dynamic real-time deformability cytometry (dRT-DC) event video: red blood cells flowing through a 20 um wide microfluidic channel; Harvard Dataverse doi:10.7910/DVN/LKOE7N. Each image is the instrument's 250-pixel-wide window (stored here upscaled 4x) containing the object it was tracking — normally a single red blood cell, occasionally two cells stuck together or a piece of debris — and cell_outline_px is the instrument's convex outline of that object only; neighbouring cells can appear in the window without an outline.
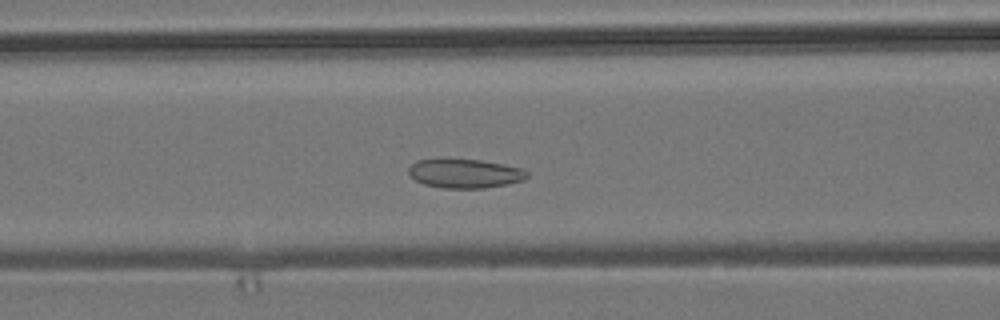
{"species": "common noctule bat (a hibernating species)", "species_latin": "Nyctalus noctula", "temperature_condition": "room temperature", "stored_images_in_passage": 54, "segment_of_instrument_passage": [1, 2], "camera_frame_rate_fps": 3000, "um_per_image_px": 0.085, "animal": {"sex": "male", "body_mass_g": 19.2, "forearm_length_mm": 51.8}, "frame": {"image": 1, "passage_image": 21, "time_ms": 6.667, "image_size_px": [1000, 320], "cell_outline_px": [[528, 176], [524, 180], [508, 184], [484, 188], [444, 188], [424, 184], [416, 180], [408, 172], [408, 168], [416, 160], [444, 156], [480, 160], [504, 164], [524, 168], [528, 172]], "centroid_in_image_um": [39.5, 14.7], "position_along_channel_um": 127.1, "area_um2": 20.81}}
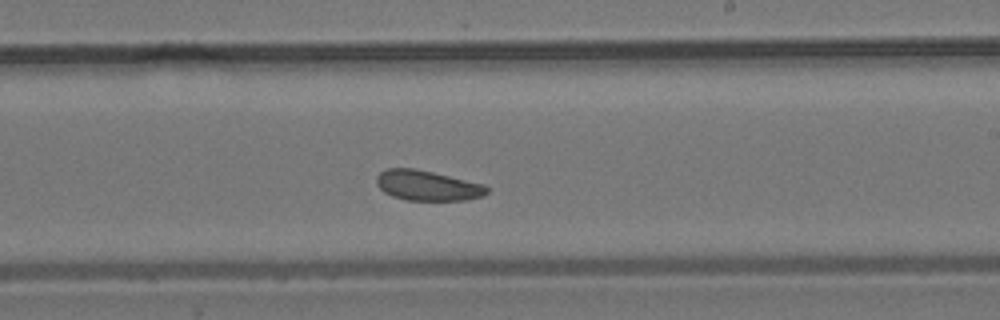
{"frame": {"image": 2, "passage_image": 31, "time_ms": 10.0, "image_size_px": [1000, 320], "cell_outline_px": [[488, 192], [484, 196], [464, 200], [404, 200], [392, 196], [384, 192], [376, 184], [376, 176], [380, 172], [388, 168], [416, 168], [484, 184], [488, 188]], "centroid_in_image_um": [36.32, 15.77], "position_along_channel_um": 252.7, "area_um2": 19.48}}
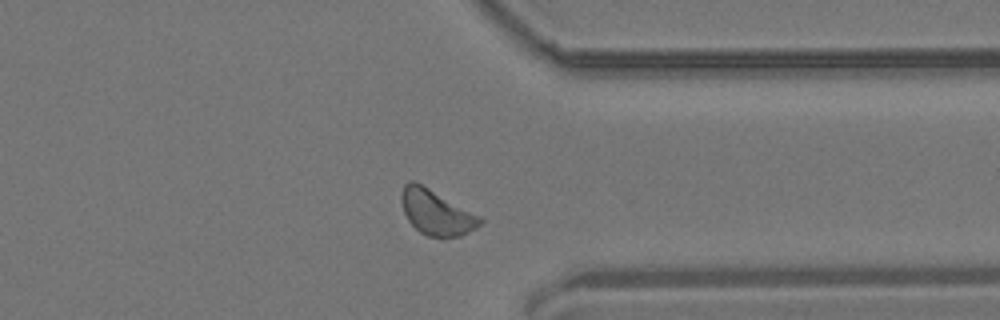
{"frame": {"image": 3, "passage_image": 41, "time_ms": 13.333, "image_size_px": [1000, 320], "cell_outline_px": [[484, 220], [476, 228], [460, 236], [428, 236], [420, 232], [408, 220], [404, 212], [400, 196], [404, 184], [408, 180], [412, 180], [428, 188], [480, 216]], "centroid_in_image_um": [37.06, 18.05], "position_along_channel_um": 374.3, "area_um2": 20.17}}